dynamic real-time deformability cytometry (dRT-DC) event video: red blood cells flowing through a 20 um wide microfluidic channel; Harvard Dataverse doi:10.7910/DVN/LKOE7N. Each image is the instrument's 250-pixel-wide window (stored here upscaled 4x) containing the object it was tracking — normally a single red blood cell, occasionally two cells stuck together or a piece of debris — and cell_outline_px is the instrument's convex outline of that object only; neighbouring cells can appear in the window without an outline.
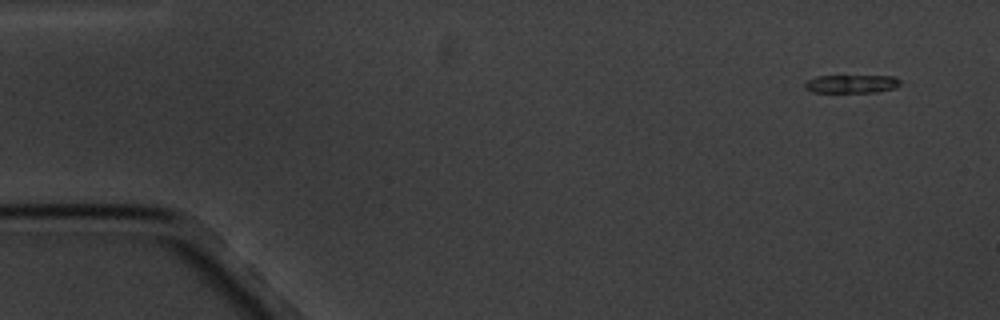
{"species": "common noctule bat (a hibernating species)", "species_latin": "Nyctalus noctula", "temperature_condition": "cold", "stored_images_in_passage": 6, "camera_frame_rate_fps": 3000, "um_per_image_px": 0.085, "animal": {"sex": "male", "body_mass_g": 20.1, "forearm_length_mm": 53.5}, "frame": {"image": 1, "passage_image": 1, "time_ms": 0.0, "image_size_px": [1000, 320], "cell_outline_px": [[900, 84], [896, 88], [876, 92], [812, 92], [804, 88], [804, 84], [808, 80], [816, 76], [896, 76], [900, 80]], "centroid_in_image_um": [72.39, 7.13], "position_along_channel_um": 12.6, "area_um2": 10.17}}
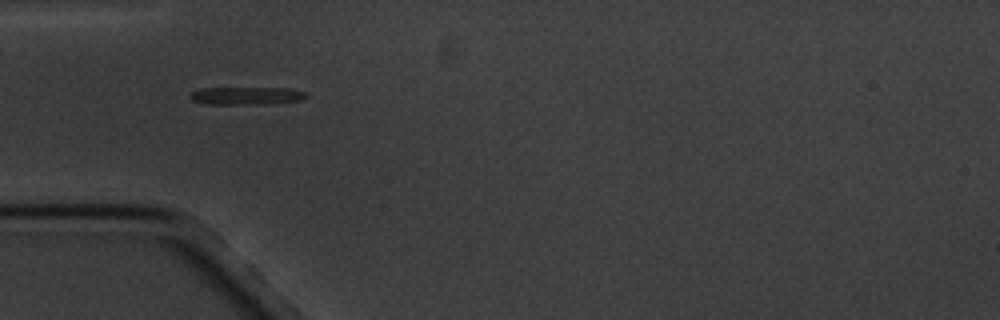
{"frame": {"image": 2, "passage_image": 5, "time_ms": 4.667, "image_size_px": [1000, 320], "cell_outline_px": [[308, 96], [300, 100], [236, 104], [208, 104], [192, 100], [188, 96], [192, 92], [200, 88], [288, 88], [304, 92]], "centroid_in_image_um": [20.85, 8.11], "position_along_channel_um": 64.2, "area_um2": 11.5}}
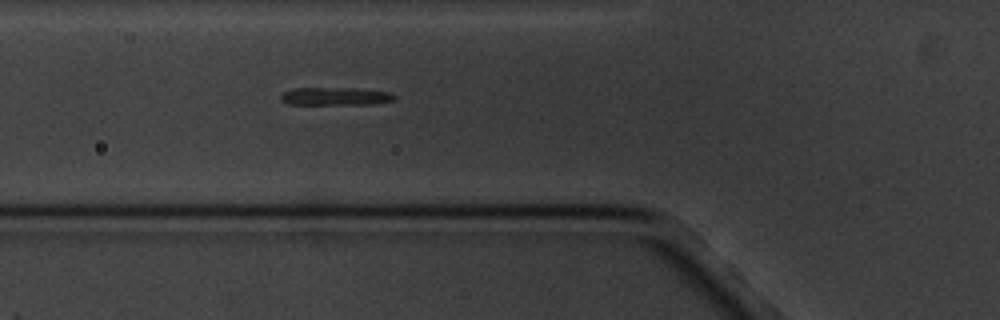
{"frame": {"image": 3, "passage_image": 6, "time_ms": 5.667, "image_size_px": [1000, 320], "cell_outline_px": [[396, 100], [372, 104], [288, 104], [280, 100], [280, 96], [284, 92], [292, 88], [352, 88], [388, 92], [396, 96]], "centroid_in_image_um": [28.49, 8.19], "position_along_channel_um": 97.3, "area_um2": 11.79}}